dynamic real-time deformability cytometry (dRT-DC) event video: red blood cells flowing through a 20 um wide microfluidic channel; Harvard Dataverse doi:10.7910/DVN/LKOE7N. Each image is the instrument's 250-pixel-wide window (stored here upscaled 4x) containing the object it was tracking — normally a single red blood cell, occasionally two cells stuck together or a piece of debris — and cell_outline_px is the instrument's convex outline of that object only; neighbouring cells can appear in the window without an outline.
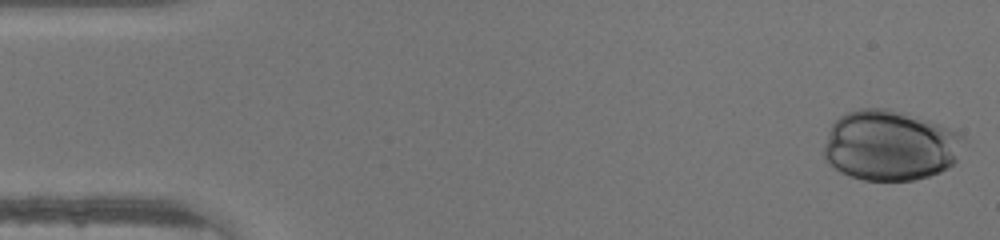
{"species": "human", "species_latin": "Homo sapiens", "temperature_condition": "warm", "stored_images_in_passage": 36, "camera_frame_rate_fps": 3000, "um_per_image_px": 0.085, "donor": {"sex": "male"}, "frame": {"image": 1, "passage_image": 1, "time_ms": 0.0, "image_size_px": [1000, 240], "cell_outline_px": [[964, 136], [956, 160], [948, 168], [940, 172], [928, 176], [912, 180], [864, 180], [848, 176], [840, 172], [828, 164], [824, 160], [824, 144], [828, 132], [832, 124], [844, 112], [860, 108], [884, 108], [900, 112], [928, 120], [956, 132]], "centroid_in_image_um": [75.59, 12.37], "position_along_channel_um": 9.4, "area_um2": 57.05}}
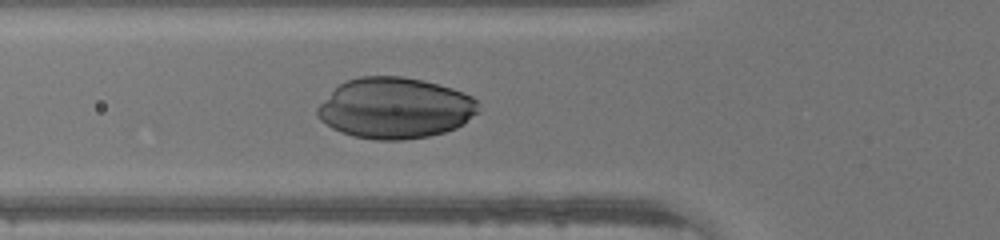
{"frame": {"image": 2, "passage_image": 16, "time_ms": 5.0, "image_size_px": [1000, 240], "cell_outline_px": [[480, 112], [464, 124], [456, 128], [444, 132], [428, 136], [404, 140], [376, 140], [352, 136], [340, 132], [332, 128], [320, 120], [316, 116], [316, 108], [340, 84], [348, 80], [360, 76], [404, 76], [452, 88], [472, 96], [480, 104]], "centroid_in_image_um": [33.6, 9.2], "position_along_channel_um": 92.2, "area_um2": 57.34}}
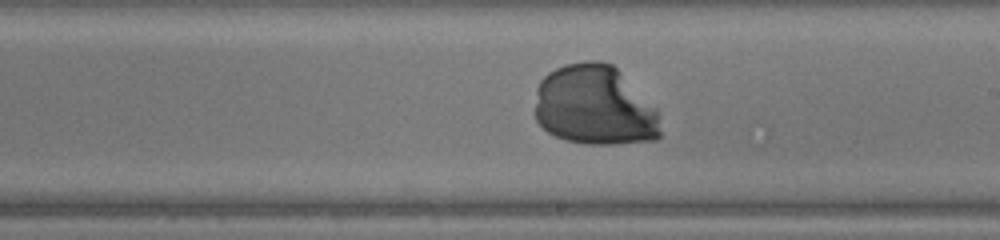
{"frame": {"image": 3, "passage_image": 26, "time_ms": 8.333, "image_size_px": [1000, 240], "cell_outline_px": [[660, 136], [656, 140], [616, 144], [584, 144], [564, 140], [548, 132], [536, 120], [536, 88], [540, 80], [548, 72], [564, 64], [584, 60], [600, 60], [612, 64], [656, 108], [660, 132]], "centroid_in_image_um": [50.52, 8.98], "position_along_channel_um": 238.5, "area_um2": 58.72}}